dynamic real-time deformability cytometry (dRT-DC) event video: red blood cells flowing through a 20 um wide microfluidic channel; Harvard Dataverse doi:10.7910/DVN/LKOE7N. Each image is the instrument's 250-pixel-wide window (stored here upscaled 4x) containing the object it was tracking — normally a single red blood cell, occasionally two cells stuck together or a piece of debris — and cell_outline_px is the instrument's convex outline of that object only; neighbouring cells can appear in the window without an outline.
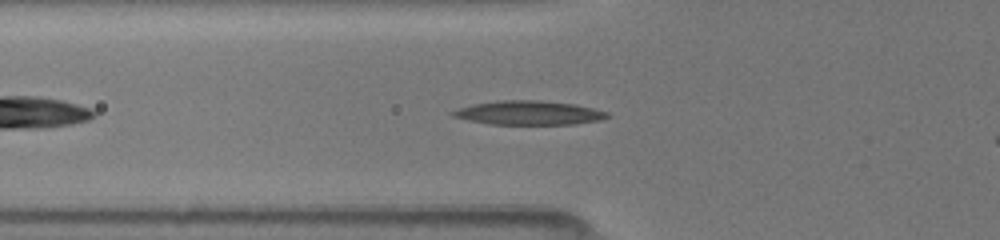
{"species": "common noctule bat (a hibernating species)", "species_latin": "Nyctalus noctula", "temperature_condition": "room temperature", "stored_images_in_passage": 15, "camera_frame_rate_fps": 3000, "um_per_image_px": 0.085, "animal": {"sex": "female", "body_mass_g": 19.5, "forearm_length_mm": 54.1}, "frame": {"image": 1, "passage_image": 5, "time_ms": 1.667, "image_size_px": [1000, 240], "cell_outline_px": [[608, 116], [600, 120], [572, 124], [492, 124], [468, 120], [452, 116], [448, 112], [472, 104], [500, 100], [540, 100], [576, 104], [608, 112]], "centroid_in_image_um": [44.92, 9.58], "position_along_channel_um": 80.9, "area_um2": 21.5}}
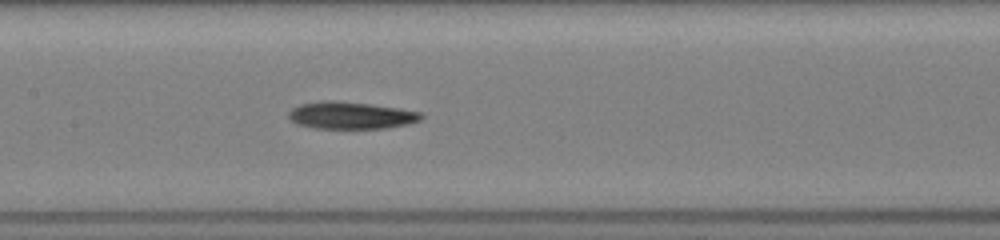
{"frame": {"image": 2, "passage_image": 11, "time_ms": 4.0, "image_size_px": [1000, 240], "cell_outline_px": [[424, 116], [420, 120], [408, 124], [384, 128], [316, 128], [296, 124], [288, 116], [288, 112], [292, 108], [300, 104], [320, 100], [336, 100], [400, 108], [424, 112]], "centroid_in_image_um": [29.83, 9.79], "position_along_channel_um": 177.6, "area_um2": 21.1}}
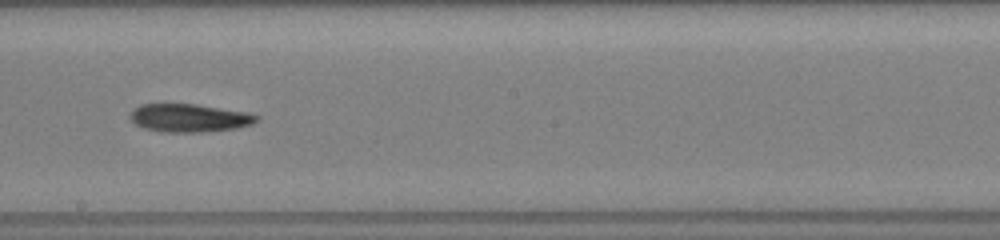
{"frame": {"image": 3, "passage_image": 14, "time_ms": 5.333, "image_size_px": [1000, 240], "cell_outline_px": [[260, 116], [252, 124], [236, 128], [200, 132], [164, 132], [144, 128], [136, 124], [128, 116], [132, 108], [140, 104], [196, 104], [244, 112]], "centroid_in_image_um": [16.02, 10.02], "position_along_channel_um": 232.2, "area_um2": 20.58}}